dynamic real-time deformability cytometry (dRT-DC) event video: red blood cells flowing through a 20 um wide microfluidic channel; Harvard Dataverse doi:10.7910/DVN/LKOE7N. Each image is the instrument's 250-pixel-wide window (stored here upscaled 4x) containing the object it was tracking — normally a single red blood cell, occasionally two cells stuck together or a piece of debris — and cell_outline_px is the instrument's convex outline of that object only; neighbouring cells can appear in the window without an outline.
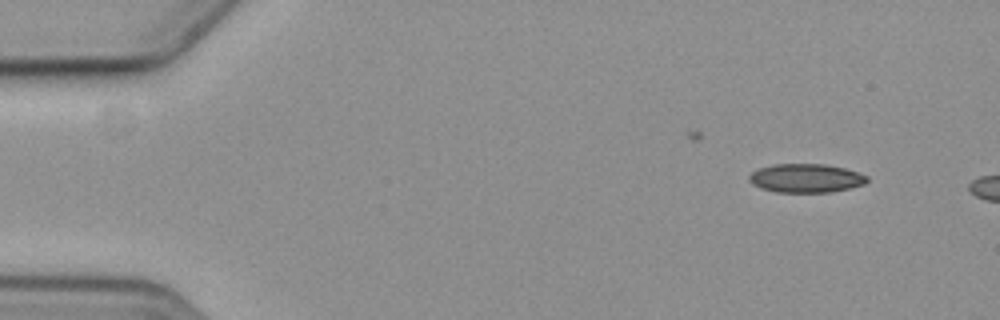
{"species": "common noctule bat (a hibernating species)", "species_latin": "Nyctalus noctula", "temperature_condition": "cold", "stored_images_in_passage": 4, "camera_frame_rate_fps": 3000, "um_per_image_px": 0.085, "animal": {"sex": "female", "body_mass_g": 19.3, "forearm_length_mm": 54.1}, "frame": {"image": 1, "passage_image": 1, "time_ms": 0.0, "image_size_px": [1000, 320], "cell_outline_px": [[868, 180], [864, 184], [832, 192], [776, 192], [760, 188], [752, 184], [748, 180], [748, 176], [752, 172], [760, 168], [772, 164], [824, 164], [844, 168], [868, 176]], "centroid_in_image_um": [68.47, 15.14], "position_along_channel_um": 16.5, "area_um2": 19.71}}